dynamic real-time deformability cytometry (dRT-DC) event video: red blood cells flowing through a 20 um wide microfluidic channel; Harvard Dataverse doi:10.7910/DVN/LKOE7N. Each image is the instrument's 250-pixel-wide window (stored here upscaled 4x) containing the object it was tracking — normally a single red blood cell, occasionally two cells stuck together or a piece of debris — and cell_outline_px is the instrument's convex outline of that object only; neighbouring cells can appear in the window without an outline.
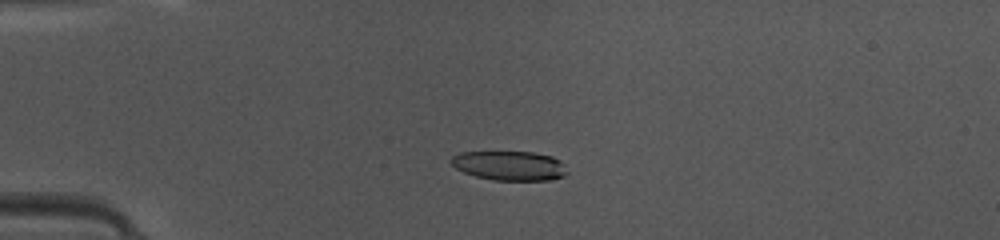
{"species": "common noctule bat (a hibernating species)", "species_latin": "Nyctalus noctula", "temperature_condition": "warm", "stored_images_in_passage": 48, "camera_frame_rate_fps": 3000, "um_per_image_px": 0.085, "animal": {"sex": "female", "body_mass_g": 10.0, "forearm_length_mm": 53.1}, "frame": {"image": 1, "passage_image": 12, "time_ms": 3.667, "image_size_px": [1000, 240], "cell_outline_px": [[568, 172], [564, 176], [552, 180], [496, 180], [476, 176], [464, 172], [456, 168], [448, 160], [452, 156], [460, 152], [536, 152], [552, 156], [560, 160], [564, 164]], "centroid_in_image_um": [43.33, 14.07], "position_along_channel_um": 41.7, "area_um2": 20.0}}
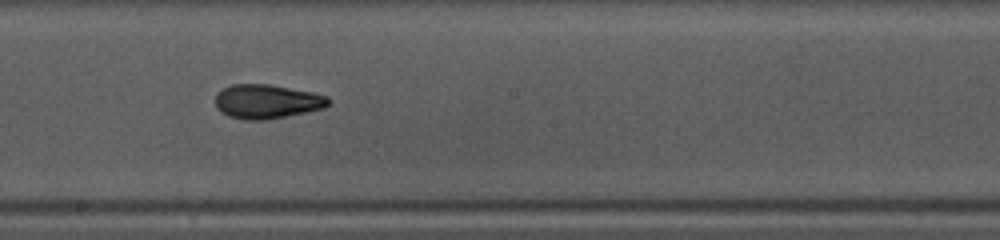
{"frame": {"image": 2, "passage_image": 27, "time_ms": 8.667, "image_size_px": [1000, 240], "cell_outline_px": [[332, 100], [324, 108], [264, 120], [244, 120], [228, 116], [220, 112], [216, 108], [216, 92], [232, 84], [268, 84], [312, 92], [328, 96]], "centroid_in_image_um": [22.66, 8.62], "position_along_channel_um": 225.5, "area_um2": 22.48}}
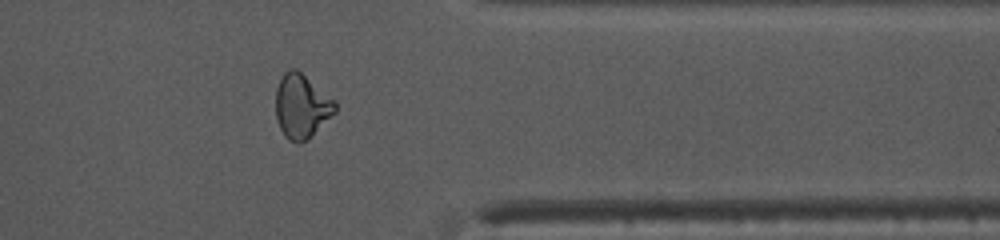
{"frame": {"image": 3, "passage_image": 39, "time_ms": 12.667, "image_size_px": [1000, 240], "cell_outline_px": [[336, 112], [300, 144], [296, 144], [288, 140], [284, 136], [280, 128], [276, 116], [276, 88], [284, 72], [288, 68], [296, 68], [336, 100]], "centroid_in_image_um": [25.62, 9.0], "position_along_channel_um": 385.8, "area_um2": 22.14}, "authors_computed_cell_mechanics": {"area_um2": 21.7328, "velocity_mm_per_s": 4.1936, "shape_relaxation_time_tau1_ms": 2.7863, "shape_relaxation_time_tau2_ms": 1.9663, "deformation_change_tau1": 0.1723, "deformation_change_tau2": 0.0878}}